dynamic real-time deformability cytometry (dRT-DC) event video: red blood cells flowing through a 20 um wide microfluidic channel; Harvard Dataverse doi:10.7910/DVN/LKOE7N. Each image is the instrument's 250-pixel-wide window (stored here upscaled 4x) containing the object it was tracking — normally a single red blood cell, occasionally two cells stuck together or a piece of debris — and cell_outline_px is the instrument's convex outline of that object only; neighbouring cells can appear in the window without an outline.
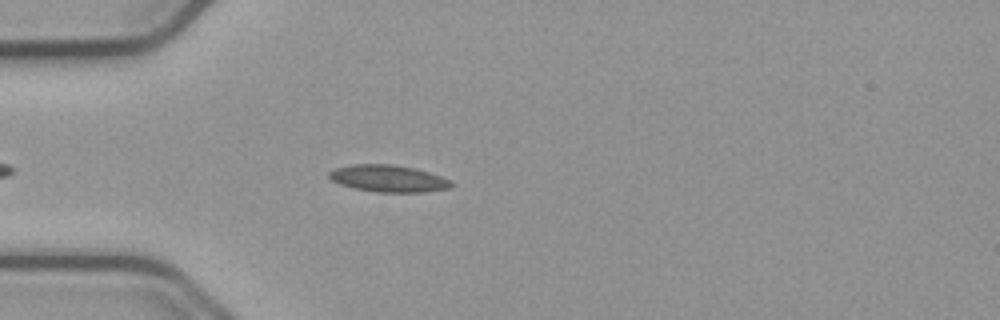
{"species": "common noctule bat (a hibernating species)", "species_latin": "Nyctalus noctula", "temperature_condition": "cold", "stored_images_in_passage": 19, "camera_frame_rate_fps": 3000, "um_per_image_px": 0.085, "animal": {"sex": "male", "body_mass_g": 23.1, "forearm_length_mm": 52.7}, "frame": {"image": 1, "passage_image": 8, "time_ms": 2.333, "image_size_px": [1000, 320], "cell_outline_px": [[452, 184], [448, 188], [424, 192], [376, 192], [356, 188], [340, 184], [332, 180], [328, 176], [328, 172], [336, 168], [352, 164], [392, 164], [416, 168], [440, 176], [448, 180]], "centroid_in_image_um": [32.97, 15.16], "position_along_channel_um": 52.0, "area_um2": 18.96}}
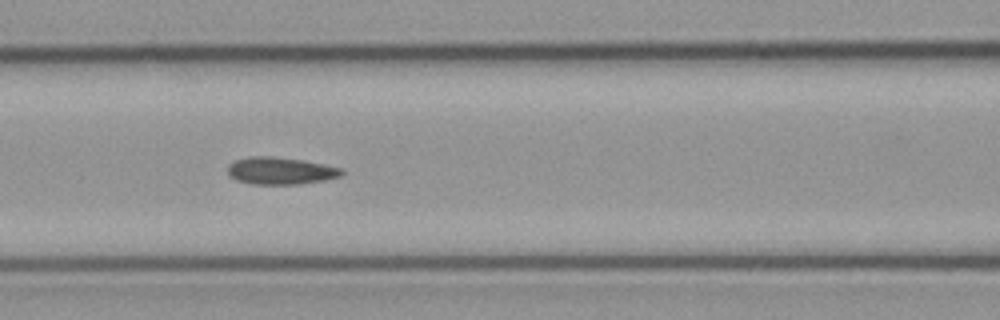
{"frame": {"image": 2, "passage_image": 16, "time_ms": 5.0, "image_size_px": [1000, 320], "cell_outline_px": [[344, 172], [340, 176], [324, 180], [296, 184], [252, 184], [236, 180], [228, 176], [228, 164], [236, 160], [248, 156], [272, 156], [304, 160], [344, 168]], "centroid_in_image_um": [23.83, 14.51], "position_along_channel_um": 142.8, "area_um2": 18.21}}
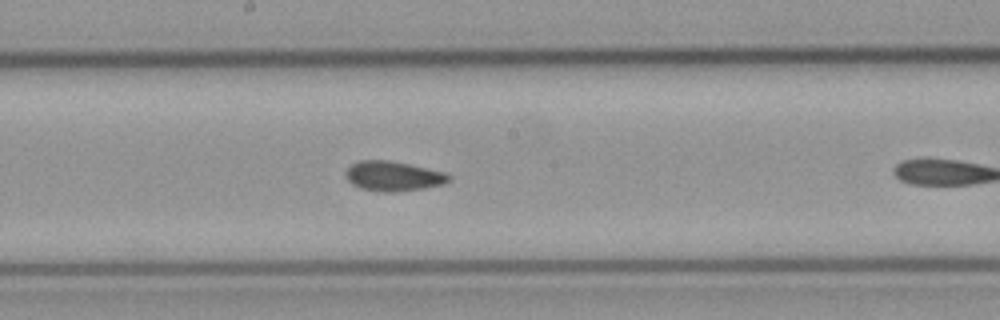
{"frame": {"image": 3, "passage_image": 18, "time_ms": 5.667, "image_size_px": [1000, 320], "cell_outline_px": [[452, 176], [444, 184], [424, 188], [396, 192], [380, 192], [360, 188], [352, 184], [344, 176], [344, 172], [352, 164], [360, 160], [388, 160], [448, 172]], "centroid_in_image_um": [33.43, 14.97], "position_along_channel_um": 214.8, "area_um2": 18.09}}